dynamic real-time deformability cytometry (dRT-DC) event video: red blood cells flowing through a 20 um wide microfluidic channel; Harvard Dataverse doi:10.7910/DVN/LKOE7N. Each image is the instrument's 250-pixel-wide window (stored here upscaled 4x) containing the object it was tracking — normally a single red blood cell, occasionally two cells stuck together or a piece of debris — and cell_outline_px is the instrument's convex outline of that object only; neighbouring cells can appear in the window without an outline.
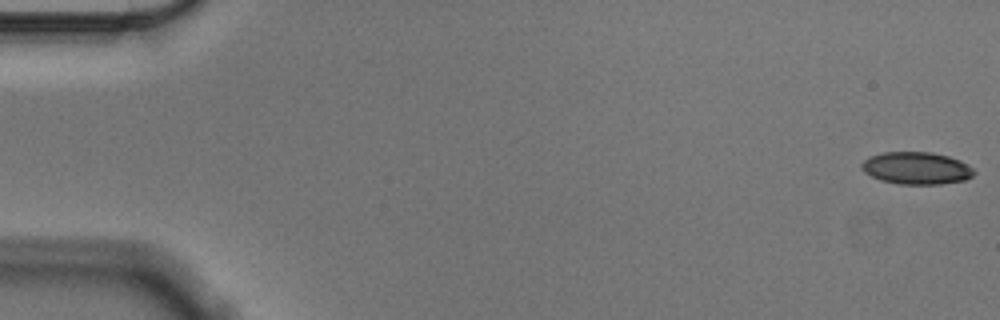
{"species": "Egyptian fruit bat (a non-hibernating species)", "species_latin": "Rousettus aegyptiacus", "temperature_condition": "cold", "stored_images_in_passage": 57, "camera_frame_rate_fps": 3000, "um_per_image_px": 0.085, "animal": {"sex": "male"}, "frame": {"image": 1, "passage_image": 1, "time_ms": 0.0, "image_size_px": [1000, 320], "cell_outline_px": [[976, 172], [972, 176], [964, 180], [940, 184], [900, 184], [880, 180], [864, 172], [860, 168], [860, 164], [868, 156], [884, 152], [932, 152], [948, 156], [960, 160], [968, 164]], "centroid_in_image_um": [77.88, 14.28], "position_along_channel_um": 7.1, "area_um2": 21.27}}
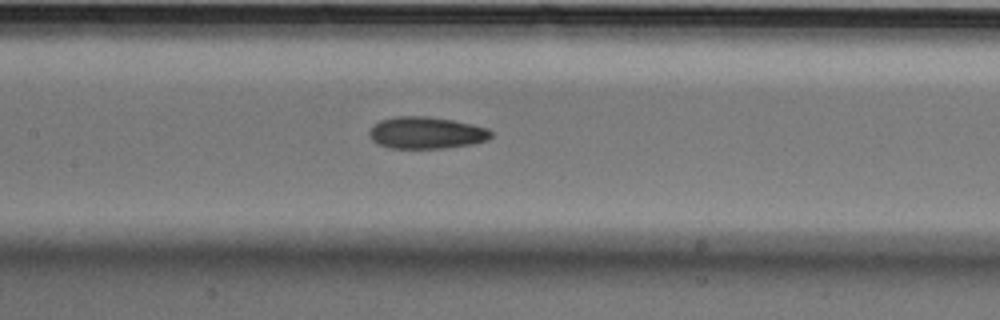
{"frame": {"image": 2, "passage_image": 27, "time_ms": 8.667, "image_size_px": [1000, 320], "cell_outline_px": [[492, 136], [488, 140], [472, 144], [448, 148], [388, 148], [376, 144], [368, 136], [368, 132], [380, 120], [396, 116], [428, 116], [452, 120], [472, 124], [488, 128], [492, 132]], "centroid_in_image_um": [36.23, 11.29], "position_along_channel_um": 171.2, "area_um2": 22.83}}
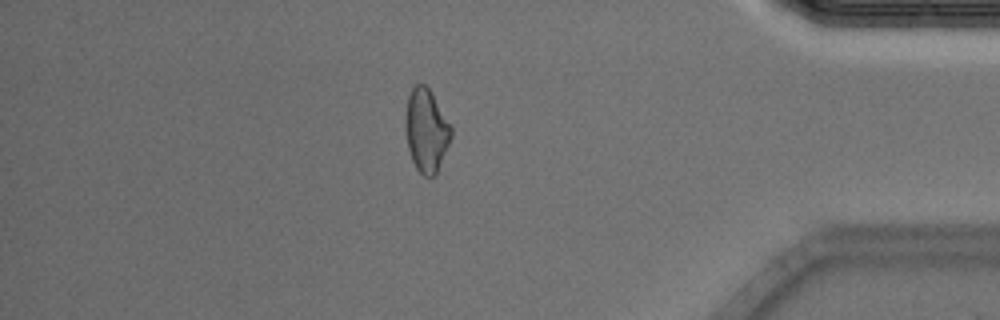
{"frame": {"image": 3, "passage_image": 49, "time_ms": 16.0, "image_size_px": [1000, 320], "cell_outline_px": [[452, 136], [436, 172], [432, 176], [424, 176], [416, 168], [412, 160], [408, 148], [404, 128], [404, 116], [408, 96], [412, 88], [416, 84], [424, 84], [432, 92], [452, 128]], "centroid_in_image_um": [36.2, 11.05], "position_along_channel_um": 399.0, "area_um2": 22.08}, "authors_computed_cell_mechanics": {"area_um2": 22.4264, "velocity_mm_per_s": 3.5497, "shape_relaxation_time_tau1_ms": 6.1926, "shape_relaxation_time_tau2_ms": 4.269, "deformation_change_tau1": 0.1327, "deformation_change_tau2": 0.1177}}